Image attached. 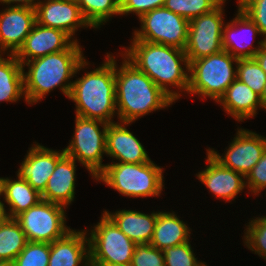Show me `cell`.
I'll return each instance as SVG.
<instances>
[{
	"instance_id": "1",
	"label": "cell",
	"mask_w": 266,
	"mask_h": 266,
	"mask_svg": "<svg viewBox=\"0 0 266 266\" xmlns=\"http://www.w3.org/2000/svg\"><path fill=\"white\" fill-rule=\"evenodd\" d=\"M81 50L78 41H75L67 50L24 62L23 68L29 67L28 72L23 70L25 101L33 105L59 86L63 94L69 97L73 82L68 81L89 65Z\"/></svg>"
},
{
	"instance_id": "2",
	"label": "cell",
	"mask_w": 266,
	"mask_h": 266,
	"mask_svg": "<svg viewBox=\"0 0 266 266\" xmlns=\"http://www.w3.org/2000/svg\"><path fill=\"white\" fill-rule=\"evenodd\" d=\"M122 53L140 71L176 101L181 93L169 90V86L187 92L189 86V62L183 49L132 40L130 47ZM186 67L182 68V64ZM186 70V71H185Z\"/></svg>"
},
{
	"instance_id": "3",
	"label": "cell",
	"mask_w": 266,
	"mask_h": 266,
	"mask_svg": "<svg viewBox=\"0 0 266 266\" xmlns=\"http://www.w3.org/2000/svg\"><path fill=\"white\" fill-rule=\"evenodd\" d=\"M118 69L115 60L116 109L120 122L132 123L175 102L124 55Z\"/></svg>"
},
{
	"instance_id": "4",
	"label": "cell",
	"mask_w": 266,
	"mask_h": 266,
	"mask_svg": "<svg viewBox=\"0 0 266 266\" xmlns=\"http://www.w3.org/2000/svg\"><path fill=\"white\" fill-rule=\"evenodd\" d=\"M70 100L76 116L113 123L116 109L115 57L107 53L105 62L72 81Z\"/></svg>"
},
{
	"instance_id": "5",
	"label": "cell",
	"mask_w": 266,
	"mask_h": 266,
	"mask_svg": "<svg viewBox=\"0 0 266 266\" xmlns=\"http://www.w3.org/2000/svg\"><path fill=\"white\" fill-rule=\"evenodd\" d=\"M95 180L128 197H157L164 185L163 169L153 161L140 164L112 162L106 164Z\"/></svg>"
},
{
	"instance_id": "6",
	"label": "cell",
	"mask_w": 266,
	"mask_h": 266,
	"mask_svg": "<svg viewBox=\"0 0 266 266\" xmlns=\"http://www.w3.org/2000/svg\"><path fill=\"white\" fill-rule=\"evenodd\" d=\"M234 62L237 63L238 59L225 50L191 61L187 93L209 97L217 102L237 78Z\"/></svg>"
},
{
	"instance_id": "7",
	"label": "cell",
	"mask_w": 266,
	"mask_h": 266,
	"mask_svg": "<svg viewBox=\"0 0 266 266\" xmlns=\"http://www.w3.org/2000/svg\"><path fill=\"white\" fill-rule=\"evenodd\" d=\"M108 123L76 116L75 131L65 154L78 160L96 178L106 167L102 164L106 153V133ZM100 126L103 128L100 129Z\"/></svg>"
},
{
	"instance_id": "8",
	"label": "cell",
	"mask_w": 266,
	"mask_h": 266,
	"mask_svg": "<svg viewBox=\"0 0 266 266\" xmlns=\"http://www.w3.org/2000/svg\"><path fill=\"white\" fill-rule=\"evenodd\" d=\"M89 240L90 265L131 264L136 243L103 212Z\"/></svg>"
},
{
	"instance_id": "9",
	"label": "cell",
	"mask_w": 266,
	"mask_h": 266,
	"mask_svg": "<svg viewBox=\"0 0 266 266\" xmlns=\"http://www.w3.org/2000/svg\"><path fill=\"white\" fill-rule=\"evenodd\" d=\"M66 207L40 200L14 219L31 242L53 243L63 238L71 229L65 225Z\"/></svg>"
},
{
	"instance_id": "10",
	"label": "cell",
	"mask_w": 266,
	"mask_h": 266,
	"mask_svg": "<svg viewBox=\"0 0 266 266\" xmlns=\"http://www.w3.org/2000/svg\"><path fill=\"white\" fill-rule=\"evenodd\" d=\"M139 20L141 29L134 31L132 40L169 45L184 50L189 26L187 19L163 6L143 14Z\"/></svg>"
},
{
	"instance_id": "11",
	"label": "cell",
	"mask_w": 266,
	"mask_h": 266,
	"mask_svg": "<svg viewBox=\"0 0 266 266\" xmlns=\"http://www.w3.org/2000/svg\"><path fill=\"white\" fill-rule=\"evenodd\" d=\"M224 3L225 1H222L211 12L189 21L187 43L184 48L189 63L223 50Z\"/></svg>"
},
{
	"instance_id": "12",
	"label": "cell",
	"mask_w": 266,
	"mask_h": 266,
	"mask_svg": "<svg viewBox=\"0 0 266 266\" xmlns=\"http://www.w3.org/2000/svg\"><path fill=\"white\" fill-rule=\"evenodd\" d=\"M266 150V137L246 129L237 130L224 156L214 149H207L222 166L243 174L245 177L261 159Z\"/></svg>"
},
{
	"instance_id": "13",
	"label": "cell",
	"mask_w": 266,
	"mask_h": 266,
	"mask_svg": "<svg viewBox=\"0 0 266 266\" xmlns=\"http://www.w3.org/2000/svg\"><path fill=\"white\" fill-rule=\"evenodd\" d=\"M36 22L42 26L56 28L71 38L79 27H91L85 20L77 1L44 0L36 8Z\"/></svg>"
},
{
	"instance_id": "14",
	"label": "cell",
	"mask_w": 266,
	"mask_h": 266,
	"mask_svg": "<svg viewBox=\"0 0 266 266\" xmlns=\"http://www.w3.org/2000/svg\"><path fill=\"white\" fill-rule=\"evenodd\" d=\"M75 41L77 39L71 40V37L62 30L45 27L36 22L14 55L23 64L38 57L67 50Z\"/></svg>"
},
{
	"instance_id": "15",
	"label": "cell",
	"mask_w": 266,
	"mask_h": 266,
	"mask_svg": "<svg viewBox=\"0 0 266 266\" xmlns=\"http://www.w3.org/2000/svg\"><path fill=\"white\" fill-rule=\"evenodd\" d=\"M36 23L35 9L7 6L0 12V54H15ZM3 52V53H2Z\"/></svg>"
},
{
	"instance_id": "16",
	"label": "cell",
	"mask_w": 266,
	"mask_h": 266,
	"mask_svg": "<svg viewBox=\"0 0 266 266\" xmlns=\"http://www.w3.org/2000/svg\"><path fill=\"white\" fill-rule=\"evenodd\" d=\"M65 155L64 150L55 151L40 144L33 145L21 163L17 176L26 180L40 194L46 188L48 179L57 162Z\"/></svg>"
},
{
	"instance_id": "17",
	"label": "cell",
	"mask_w": 266,
	"mask_h": 266,
	"mask_svg": "<svg viewBox=\"0 0 266 266\" xmlns=\"http://www.w3.org/2000/svg\"><path fill=\"white\" fill-rule=\"evenodd\" d=\"M206 161L209 165L197 177L216 198L234 200L247 187L243 174L222 166L208 151Z\"/></svg>"
},
{
	"instance_id": "18",
	"label": "cell",
	"mask_w": 266,
	"mask_h": 266,
	"mask_svg": "<svg viewBox=\"0 0 266 266\" xmlns=\"http://www.w3.org/2000/svg\"><path fill=\"white\" fill-rule=\"evenodd\" d=\"M131 123H110L106 133V156L119 163L140 164L151 161L140 141L126 128Z\"/></svg>"
},
{
	"instance_id": "19",
	"label": "cell",
	"mask_w": 266,
	"mask_h": 266,
	"mask_svg": "<svg viewBox=\"0 0 266 266\" xmlns=\"http://www.w3.org/2000/svg\"><path fill=\"white\" fill-rule=\"evenodd\" d=\"M237 12L236 17L231 20L230 23L224 24L222 33L223 50L229 52L237 59L254 58L255 54L262 48L263 40L259 41L258 46L254 48L252 46V41H247L248 44L245 40H250L252 36L255 37L257 34L261 35L260 30L239 7ZM242 32L247 33L246 35L249 39L248 37L246 39V35H244L245 39L243 38L244 41H242V38H239Z\"/></svg>"
},
{
	"instance_id": "20",
	"label": "cell",
	"mask_w": 266,
	"mask_h": 266,
	"mask_svg": "<svg viewBox=\"0 0 266 266\" xmlns=\"http://www.w3.org/2000/svg\"><path fill=\"white\" fill-rule=\"evenodd\" d=\"M86 233V230H71L63 238L50 243L48 266H80L81 263L90 266Z\"/></svg>"
},
{
	"instance_id": "21",
	"label": "cell",
	"mask_w": 266,
	"mask_h": 266,
	"mask_svg": "<svg viewBox=\"0 0 266 266\" xmlns=\"http://www.w3.org/2000/svg\"><path fill=\"white\" fill-rule=\"evenodd\" d=\"M76 160L66 154L57 162L41 199L67 207L75 197Z\"/></svg>"
},
{
	"instance_id": "22",
	"label": "cell",
	"mask_w": 266,
	"mask_h": 266,
	"mask_svg": "<svg viewBox=\"0 0 266 266\" xmlns=\"http://www.w3.org/2000/svg\"><path fill=\"white\" fill-rule=\"evenodd\" d=\"M217 102L239 122L254 117L257 108H262L260 96L237 78Z\"/></svg>"
},
{
	"instance_id": "23",
	"label": "cell",
	"mask_w": 266,
	"mask_h": 266,
	"mask_svg": "<svg viewBox=\"0 0 266 266\" xmlns=\"http://www.w3.org/2000/svg\"><path fill=\"white\" fill-rule=\"evenodd\" d=\"M103 212L136 244L151 242L157 219V212H152L151 215L125 209L116 211L115 213L106 210Z\"/></svg>"
},
{
	"instance_id": "24",
	"label": "cell",
	"mask_w": 266,
	"mask_h": 266,
	"mask_svg": "<svg viewBox=\"0 0 266 266\" xmlns=\"http://www.w3.org/2000/svg\"><path fill=\"white\" fill-rule=\"evenodd\" d=\"M17 177V180L0 178V196L9 205V213L6 212L8 218H15L41 200V194L37 190L26 180Z\"/></svg>"
},
{
	"instance_id": "25",
	"label": "cell",
	"mask_w": 266,
	"mask_h": 266,
	"mask_svg": "<svg viewBox=\"0 0 266 266\" xmlns=\"http://www.w3.org/2000/svg\"><path fill=\"white\" fill-rule=\"evenodd\" d=\"M189 227L174 213L157 212L154 232L150 244L159 250L189 242Z\"/></svg>"
},
{
	"instance_id": "26",
	"label": "cell",
	"mask_w": 266,
	"mask_h": 266,
	"mask_svg": "<svg viewBox=\"0 0 266 266\" xmlns=\"http://www.w3.org/2000/svg\"><path fill=\"white\" fill-rule=\"evenodd\" d=\"M23 66L14 54H0V102H17L24 96Z\"/></svg>"
},
{
	"instance_id": "27",
	"label": "cell",
	"mask_w": 266,
	"mask_h": 266,
	"mask_svg": "<svg viewBox=\"0 0 266 266\" xmlns=\"http://www.w3.org/2000/svg\"><path fill=\"white\" fill-rule=\"evenodd\" d=\"M28 240L14 218H6L0 224V261L14 262Z\"/></svg>"
},
{
	"instance_id": "28",
	"label": "cell",
	"mask_w": 266,
	"mask_h": 266,
	"mask_svg": "<svg viewBox=\"0 0 266 266\" xmlns=\"http://www.w3.org/2000/svg\"><path fill=\"white\" fill-rule=\"evenodd\" d=\"M91 28H99L113 15H120V0H77Z\"/></svg>"
},
{
	"instance_id": "29",
	"label": "cell",
	"mask_w": 266,
	"mask_h": 266,
	"mask_svg": "<svg viewBox=\"0 0 266 266\" xmlns=\"http://www.w3.org/2000/svg\"><path fill=\"white\" fill-rule=\"evenodd\" d=\"M223 0H165L164 7L188 21L211 12Z\"/></svg>"
},
{
	"instance_id": "30",
	"label": "cell",
	"mask_w": 266,
	"mask_h": 266,
	"mask_svg": "<svg viewBox=\"0 0 266 266\" xmlns=\"http://www.w3.org/2000/svg\"><path fill=\"white\" fill-rule=\"evenodd\" d=\"M236 64L237 79L249 86L260 97L263 94L266 73L254 58L238 59Z\"/></svg>"
},
{
	"instance_id": "31",
	"label": "cell",
	"mask_w": 266,
	"mask_h": 266,
	"mask_svg": "<svg viewBox=\"0 0 266 266\" xmlns=\"http://www.w3.org/2000/svg\"><path fill=\"white\" fill-rule=\"evenodd\" d=\"M49 258L50 243L28 241L13 264L14 266H48Z\"/></svg>"
},
{
	"instance_id": "32",
	"label": "cell",
	"mask_w": 266,
	"mask_h": 266,
	"mask_svg": "<svg viewBox=\"0 0 266 266\" xmlns=\"http://www.w3.org/2000/svg\"><path fill=\"white\" fill-rule=\"evenodd\" d=\"M250 220L248 227L245 229L244 244L254 254L266 260V216L256 217Z\"/></svg>"
},
{
	"instance_id": "33",
	"label": "cell",
	"mask_w": 266,
	"mask_h": 266,
	"mask_svg": "<svg viewBox=\"0 0 266 266\" xmlns=\"http://www.w3.org/2000/svg\"><path fill=\"white\" fill-rule=\"evenodd\" d=\"M165 266H197L190 242H185L163 250Z\"/></svg>"
},
{
	"instance_id": "34",
	"label": "cell",
	"mask_w": 266,
	"mask_h": 266,
	"mask_svg": "<svg viewBox=\"0 0 266 266\" xmlns=\"http://www.w3.org/2000/svg\"><path fill=\"white\" fill-rule=\"evenodd\" d=\"M132 266H165L163 250L153 247L150 243L136 244Z\"/></svg>"
},
{
	"instance_id": "35",
	"label": "cell",
	"mask_w": 266,
	"mask_h": 266,
	"mask_svg": "<svg viewBox=\"0 0 266 266\" xmlns=\"http://www.w3.org/2000/svg\"><path fill=\"white\" fill-rule=\"evenodd\" d=\"M238 7L254 22L261 35L266 36V0H241Z\"/></svg>"
},
{
	"instance_id": "36",
	"label": "cell",
	"mask_w": 266,
	"mask_h": 266,
	"mask_svg": "<svg viewBox=\"0 0 266 266\" xmlns=\"http://www.w3.org/2000/svg\"><path fill=\"white\" fill-rule=\"evenodd\" d=\"M245 179L248 190L254 193V195H258V193L266 188V150Z\"/></svg>"
},
{
	"instance_id": "37",
	"label": "cell",
	"mask_w": 266,
	"mask_h": 266,
	"mask_svg": "<svg viewBox=\"0 0 266 266\" xmlns=\"http://www.w3.org/2000/svg\"><path fill=\"white\" fill-rule=\"evenodd\" d=\"M165 0H120V15L135 13L138 18L158 7L164 6Z\"/></svg>"
},
{
	"instance_id": "38",
	"label": "cell",
	"mask_w": 266,
	"mask_h": 266,
	"mask_svg": "<svg viewBox=\"0 0 266 266\" xmlns=\"http://www.w3.org/2000/svg\"><path fill=\"white\" fill-rule=\"evenodd\" d=\"M37 1V2H36ZM0 0L1 3L6 4V5H10V6H17V7H28L31 9H35L38 2L40 0ZM16 3L15 5H11Z\"/></svg>"
},
{
	"instance_id": "39",
	"label": "cell",
	"mask_w": 266,
	"mask_h": 266,
	"mask_svg": "<svg viewBox=\"0 0 266 266\" xmlns=\"http://www.w3.org/2000/svg\"><path fill=\"white\" fill-rule=\"evenodd\" d=\"M254 59L266 73V50L263 47L255 54Z\"/></svg>"
},
{
	"instance_id": "40",
	"label": "cell",
	"mask_w": 266,
	"mask_h": 266,
	"mask_svg": "<svg viewBox=\"0 0 266 266\" xmlns=\"http://www.w3.org/2000/svg\"><path fill=\"white\" fill-rule=\"evenodd\" d=\"M7 218L5 205L0 201V224Z\"/></svg>"
},
{
	"instance_id": "41",
	"label": "cell",
	"mask_w": 266,
	"mask_h": 266,
	"mask_svg": "<svg viewBox=\"0 0 266 266\" xmlns=\"http://www.w3.org/2000/svg\"><path fill=\"white\" fill-rule=\"evenodd\" d=\"M262 108L266 109V83L263 94L260 97Z\"/></svg>"
},
{
	"instance_id": "42",
	"label": "cell",
	"mask_w": 266,
	"mask_h": 266,
	"mask_svg": "<svg viewBox=\"0 0 266 266\" xmlns=\"http://www.w3.org/2000/svg\"><path fill=\"white\" fill-rule=\"evenodd\" d=\"M0 266H14L12 262L0 261Z\"/></svg>"
},
{
	"instance_id": "43",
	"label": "cell",
	"mask_w": 266,
	"mask_h": 266,
	"mask_svg": "<svg viewBox=\"0 0 266 266\" xmlns=\"http://www.w3.org/2000/svg\"><path fill=\"white\" fill-rule=\"evenodd\" d=\"M90 266H132L131 264H115V265H90Z\"/></svg>"
},
{
	"instance_id": "44",
	"label": "cell",
	"mask_w": 266,
	"mask_h": 266,
	"mask_svg": "<svg viewBox=\"0 0 266 266\" xmlns=\"http://www.w3.org/2000/svg\"><path fill=\"white\" fill-rule=\"evenodd\" d=\"M262 47L266 50V36H265V39L263 40Z\"/></svg>"
},
{
	"instance_id": "45",
	"label": "cell",
	"mask_w": 266,
	"mask_h": 266,
	"mask_svg": "<svg viewBox=\"0 0 266 266\" xmlns=\"http://www.w3.org/2000/svg\"><path fill=\"white\" fill-rule=\"evenodd\" d=\"M197 266H207V265H206L205 262L203 261V262H200Z\"/></svg>"
},
{
	"instance_id": "46",
	"label": "cell",
	"mask_w": 266,
	"mask_h": 266,
	"mask_svg": "<svg viewBox=\"0 0 266 266\" xmlns=\"http://www.w3.org/2000/svg\"><path fill=\"white\" fill-rule=\"evenodd\" d=\"M63 1H71V2H75V1H77V0H63Z\"/></svg>"
}]
</instances>
